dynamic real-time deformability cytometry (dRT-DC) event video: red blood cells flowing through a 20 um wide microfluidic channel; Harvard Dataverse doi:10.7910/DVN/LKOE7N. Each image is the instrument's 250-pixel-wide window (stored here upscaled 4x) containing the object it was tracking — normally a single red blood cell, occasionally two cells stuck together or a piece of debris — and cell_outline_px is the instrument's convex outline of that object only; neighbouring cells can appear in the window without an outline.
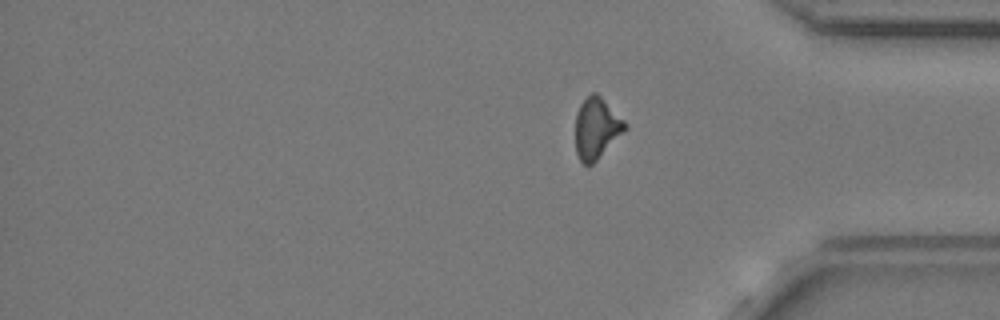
{"species": "common noctule bat (a hibernating species)", "species_latin": "Nyctalus noctula", "temperature_condition": "cold", "stored_images_in_passage": 12, "segment_of_instrument_passage": [2, 2], "camera_frame_rate_fps": 3000, "um_per_image_px": 0.085, "animal": {"sex": "female", "body_mass_g": 24.6, "forearm_length_mm": 56.2}, "frame": {"image": 1, "passage_image": 12, "time_ms": 13.667, "image_size_px": [1000, 320], "cell_outline_px": [[628, 128], [592, 164], [584, 164], [580, 160], [576, 152], [576, 112], [580, 104], [592, 92], [596, 92], [628, 124]], "centroid_in_image_um": [50.71, 10.89], "position_along_channel_um": 384.5, "area_um2": 17.4}}